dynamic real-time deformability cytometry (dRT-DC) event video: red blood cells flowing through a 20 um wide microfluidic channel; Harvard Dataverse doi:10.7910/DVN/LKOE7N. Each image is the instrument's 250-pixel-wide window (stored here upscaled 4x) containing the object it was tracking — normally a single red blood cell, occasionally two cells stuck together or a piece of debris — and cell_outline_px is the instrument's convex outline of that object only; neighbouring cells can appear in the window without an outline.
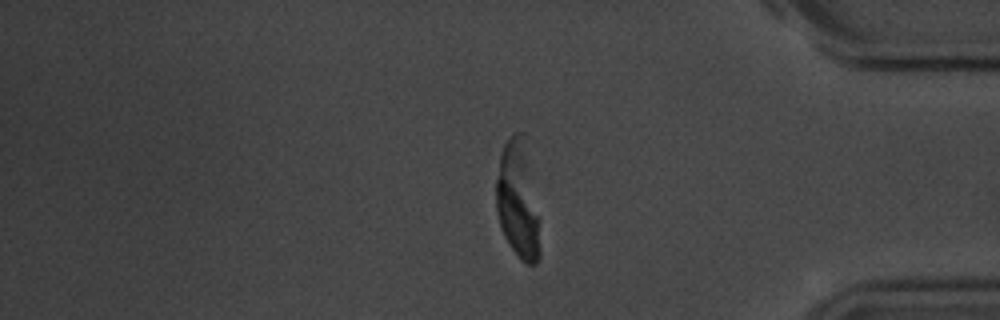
{"species": "common noctule bat (a hibernating species)", "species_latin": "Nyctalus noctula", "temperature_condition": "room temperature", "stored_images_in_passage": 44, "camera_frame_rate_fps": 3000, "um_per_image_px": 0.085, "animal": {"sex": "male", "body_mass_g": 20.1, "forearm_length_mm": 53.5}, "frame": {"image": 1, "passage_image": 35, "time_ms": 11.333, "image_size_px": [1000, 320], "cell_outline_px": [[540, 256], [536, 264], [524, 264], [520, 260], [508, 244], [504, 236], [496, 212], [496, 180], [500, 156], [504, 144], [508, 136], [516, 132], [524, 132], [540, 220]], "centroid_in_image_um": [44.04, 17.03], "position_along_channel_um": 391.2, "area_um2": 30.75}}
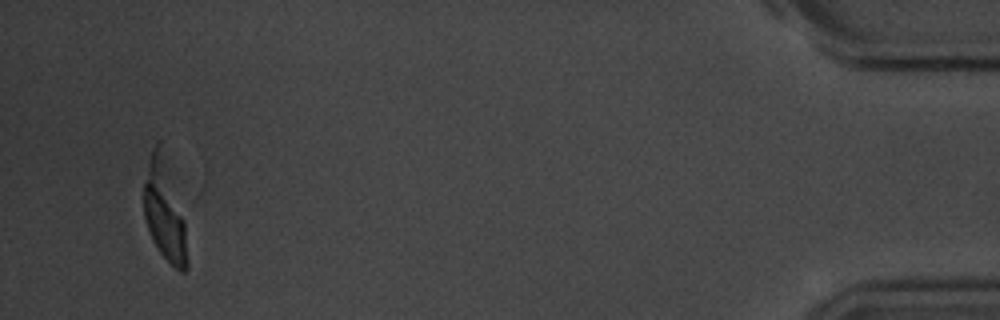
{"frame": {"image": 2, "passage_image": 42, "time_ms": 13.667, "image_size_px": [1000, 320], "cell_outline_px": [[188, 268], [184, 272], [180, 272], [160, 252], [148, 228], [144, 216], [144, 184], [148, 160], [152, 148], [160, 136], [184, 220], [188, 260]], "centroid_in_image_um": [13.98, 17.83], "position_along_channel_um": 421.2, "area_um2": 25.32}}